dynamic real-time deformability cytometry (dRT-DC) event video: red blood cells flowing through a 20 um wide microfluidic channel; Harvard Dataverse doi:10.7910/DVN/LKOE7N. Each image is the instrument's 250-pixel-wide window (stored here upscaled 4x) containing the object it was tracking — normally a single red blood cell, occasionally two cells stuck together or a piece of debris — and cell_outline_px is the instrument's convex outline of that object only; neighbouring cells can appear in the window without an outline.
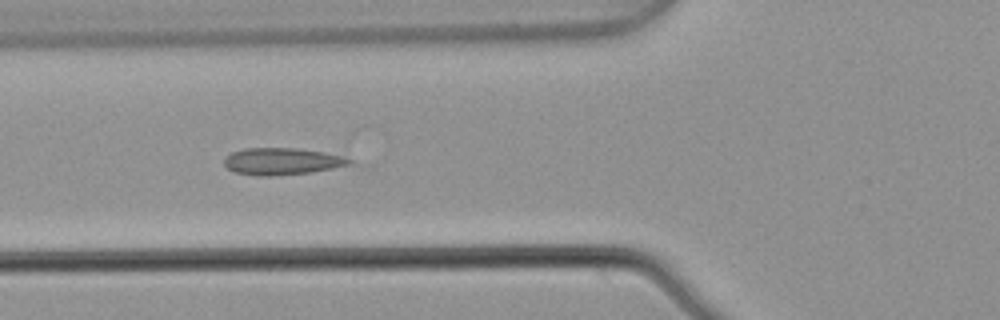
{"species": "common noctule bat (a hibernating species)", "species_latin": "Nyctalus noctula", "temperature_condition": "warm", "stored_images_in_passage": 6, "camera_frame_rate_fps": 3000, "um_per_image_px": 0.085, "animal": {"sex": "male", "body_mass_g": 21.5, "forearm_length_mm": 52.0}, "frame": {"image": 1, "passage_image": 5, "time_ms": 1.333, "image_size_px": [1000, 320], "cell_outline_px": [[352, 164], [312, 172], [272, 176], [256, 176], [236, 172], [228, 168], [224, 164], [224, 160], [232, 152], [244, 148], [296, 148], [324, 152], [344, 156], [352, 160]], "centroid_in_image_um": [23.98, 13.71], "position_along_channel_um": 101.8, "area_um2": 19.59}}
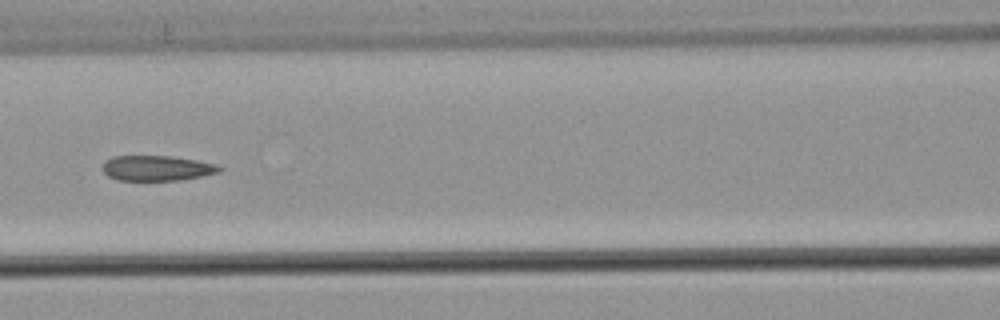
{"frame": {"image": 2, "passage_image": 6, "time_ms": 1.667, "image_size_px": [1000, 320], "cell_outline_px": [[224, 168], [220, 172], [180, 180], [116, 180], [108, 176], [104, 172], [104, 160], [112, 156], [172, 156], [196, 160], [216, 164]], "centroid_in_image_um": [13.34, 14.29], "position_along_channel_um": 153.3, "area_um2": 17.17}}